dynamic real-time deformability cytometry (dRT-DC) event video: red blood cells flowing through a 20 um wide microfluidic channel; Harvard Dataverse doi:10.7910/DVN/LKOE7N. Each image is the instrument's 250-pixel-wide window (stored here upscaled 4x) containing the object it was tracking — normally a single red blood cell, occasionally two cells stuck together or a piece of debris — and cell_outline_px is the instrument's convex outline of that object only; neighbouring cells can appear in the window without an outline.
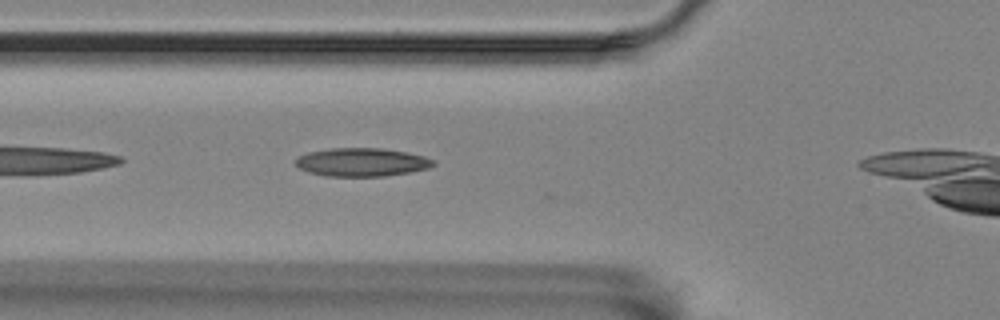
{"species": "Egyptian fruit bat (a non-hibernating species)", "species_latin": "Rousettus aegyptiacus", "temperature_condition": "room temperature", "stored_images_in_passage": 37, "camera_frame_rate_fps": 3000, "um_per_image_px": 0.085, "animal": {"sex": "female"}, "frame": {"image": 1, "passage_image": 11, "time_ms": 3.333, "image_size_px": [1000, 320], "cell_outline_px": [[436, 164], [428, 168], [408, 172], [384, 176], [324, 176], [308, 172], [300, 168], [296, 164], [296, 160], [300, 156], [308, 152], [332, 148], [384, 148], [408, 152], [424, 156], [436, 160]], "centroid_in_image_um": [30.79, 13.78], "position_along_channel_um": 95.0, "area_um2": 22.77}}
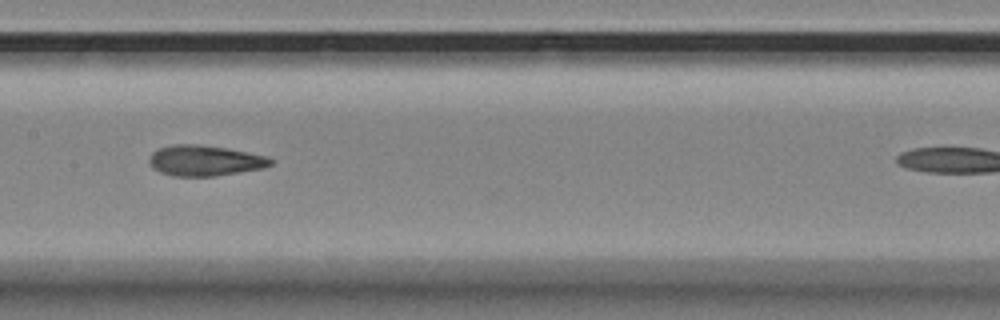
{"frame": {"image": 2, "passage_image": 19, "time_ms": 6.0, "image_size_px": [1000, 320], "cell_outline_px": [[272, 164], [264, 168], [212, 176], [172, 176], [160, 172], [152, 168], [148, 160], [152, 152], [160, 148], [172, 144], [200, 144], [228, 148], [268, 156], [272, 160]], "centroid_in_image_um": [17.39, 13.64], "position_along_channel_um": 190.0, "area_um2": 21.73}}
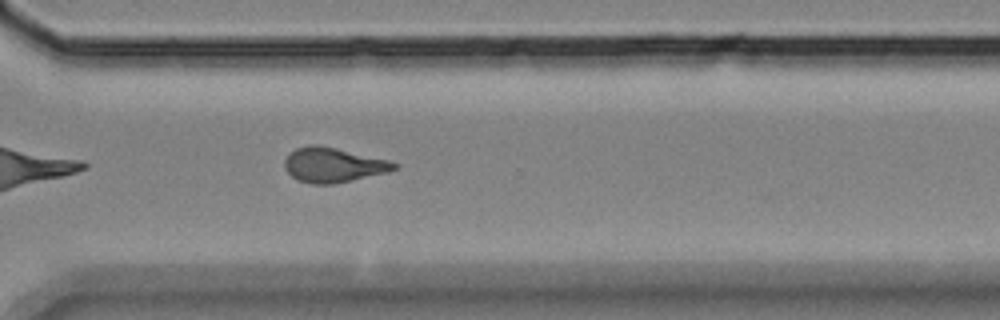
{"frame": {"image": 3, "passage_image": 32, "time_ms": 10.333, "image_size_px": [1000, 320], "cell_outline_px": [[400, 164], [396, 168], [388, 172], [332, 184], [312, 184], [296, 180], [284, 168], [284, 160], [296, 148], [308, 144], [316, 144], [336, 148], [388, 160]], "centroid_in_image_um": [28.3, 14.02], "position_along_channel_um": 342.3, "area_um2": 22.02}}